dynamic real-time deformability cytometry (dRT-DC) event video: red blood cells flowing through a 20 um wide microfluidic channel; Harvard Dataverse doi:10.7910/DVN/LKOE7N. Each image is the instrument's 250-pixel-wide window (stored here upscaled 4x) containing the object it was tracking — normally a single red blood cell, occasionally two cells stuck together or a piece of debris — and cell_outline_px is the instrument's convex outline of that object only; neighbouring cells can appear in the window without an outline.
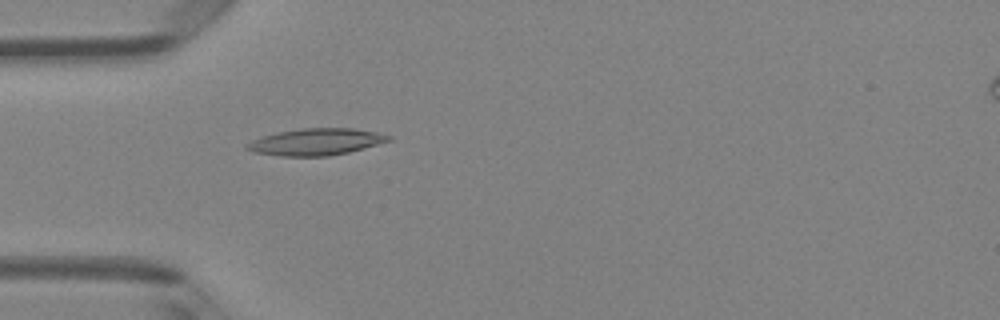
{"species": "Egyptian fruit bat (a non-hibernating species)", "species_latin": "Rousettus aegyptiacus", "temperature_condition": "room temperature", "stored_images_in_passage": 5, "camera_frame_rate_fps": 3000, "um_per_image_px": 0.085, "animal": {"sex": "female"}, "frame": {"image": 1, "passage_image": 5, "time_ms": 4.667, "image_size_px": [1000, 320], "cell_outline_px": [[392, 140], [348, 152], [328, 156], [280, 156], [252, 152], [244, 148], [244, 144], [260, 136], [280, 132], [304, 128], [352, 128], [376, 132], [392, 136]], "centroid_in_image_um": [26.81, 12.06], "position_along_channel_um": 58.2, "area_um2": 22.08}}